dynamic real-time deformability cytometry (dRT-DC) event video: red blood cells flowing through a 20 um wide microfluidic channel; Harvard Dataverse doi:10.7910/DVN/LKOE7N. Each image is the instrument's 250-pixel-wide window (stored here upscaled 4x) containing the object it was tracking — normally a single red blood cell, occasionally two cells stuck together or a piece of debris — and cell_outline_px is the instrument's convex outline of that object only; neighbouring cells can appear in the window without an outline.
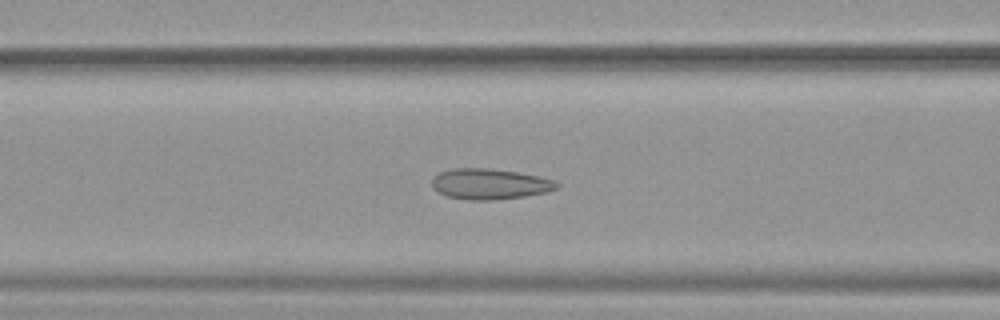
{"species": "common noctule bat (a hibernating species)", "species_latin": "Nyctalus noctula", "temperature_condition": "warm", "stored_images_in_passage": 50, "camera_frame_rate_fps": 3000, "um_per_image_px": 0.085, "animal": {"sex": "female", "body_mass_g": 19.9}, "frame": {"image": 1, "passage_image": 20, "time_ms": 6.333, "image_size_px": [1000, 320], "cell_outline_px": [[560, 184], [556, 188], [548, 192], [524, 196], [492, 200], [468, 200], [448, 196], [432, 188], [432, 180], [440, 172], [452, 168], [488, 168], [516, 172], [536, 176], [552, 180]], "centroid_in_image_um": [41.61, 15.64], "position_along_channel_um": 125.0, "area_um2": 22.02}}
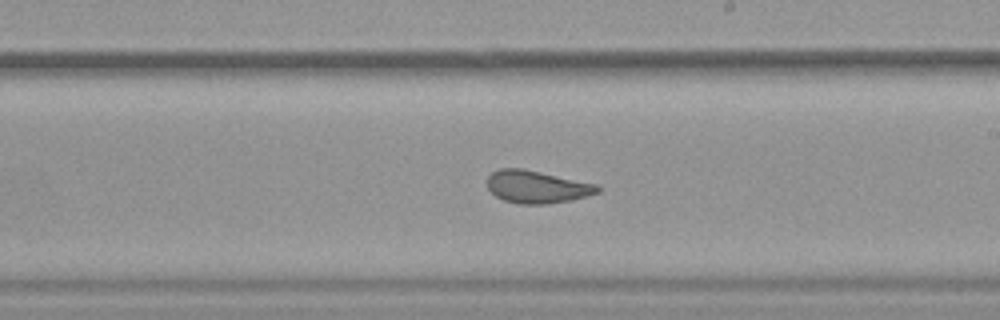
{"frame": {"image": 2, "passage_image": 29, "time_ms": 9.333, "image_size_px": [1000, 320], "cell_outline_px": [[600, 192], [572, 200], [548, 204], [520, 204], [504, 200], [496, 196], [488, 188], [488, 176], [492, 172], [500, 168], [520, 168], [596, 184], [600, 188]], "centroid_in_image_um": [45.63, 15.89], "position_along_channel_um": 243.4, "area_um2": 20.69}}
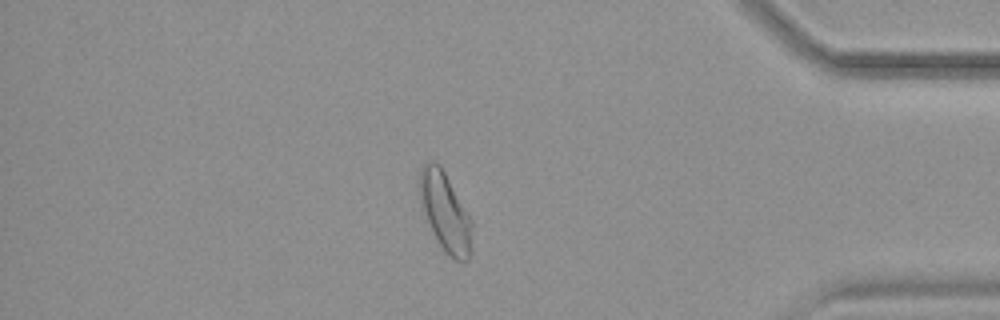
{"frame": {"image": 3, "passage_image": 43, "time_ms": 14.0, "image_size_px": [1000, 320], "cell_outline_px": [[472, 228], [468, 260], [456, 260], [444, 252], [424, 212], [420, 192], [420, 168], [428, 160], [436, 160], [440, 164], [468, 212], [472, 220]], "centroid_in_image_um": [37.86, 17.95], "position_along_channel_um": 397.3, "area_um2": 23.47}, "authors_computed_cell_mechanics": {"area_um2": 23.5824, "velocity_mm_per_s": 3.9633, "shape_relaxation_time_tau1_ms": null, "shape_relaxation_time_tau2_ms": 1.1847, "deformation_change_tau1": null, "deformation_change_tau2": 0.0627}}